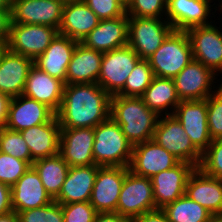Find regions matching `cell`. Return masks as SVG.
<instances>
[{
  "label": "cell",
  "mask_w": 222,
  "mask_h": 222,
  "mask_svg": "<svg viewBox=\"0 0 222 222\" xmlns=\"http://www.w3.org/2000/svg\"><path fill=\"white\" fill-rule=\"evenodd\" d=\"M206 102L210 137L212 140L222 139V93L217 90Z\"/></svg>",
  "instance_id": "39"
},
{
  "label": "cell",
  "mask_w": 222,
  "mask_h": 222,
  "mask_svg": "<svg viewBox=\"0 0 222 222\" xmlns=\"http://www.w3.org/2000/svg\"><path fill=\"white\" fill-rule=\"evenodd\" d=\"M12 97L0 92V129L6 127Z\"/></svg>",
  "instance_id": "45"
},
{
  "label": "cell",
  "mask_w": 222,
  "mask_h": 222,
  "mask_svg": "<svg viewBox=\"0 0 222 222\" xmlns=\"http://www.w3.org/2000/svg\"><path fill=\"white\" fill-rule=\"evenodd\" d=\"M34 64L29 57L16 54L6 47L0 49V92L17 97L23 94L26 79Z\"/></svg>",
  "instance_id": "18"
},
{
  "label": "cell",
  "mask_w": 222,
  "mask_h": 222,
  "mask_svg": "<svg viewBox=\"0 0 222 222\" xmlns=\"http://www.w3.org/2000/svg\"><path fill=\"white\" fill-rule=\"evenodd\" d=\"M185 194L215 218H222L221 179L208 176L200 168H195L187 180Z\"/></svg>",
  "instance_id": "19"
},
{
  "label": "cell",
  "mask_w": 222,
  "mask_h": 222,
  "mask_svg": "<svg viewBox=\"0 0 222 222\" xmlns=\"http://www.w3.org/2000/svg\"><path fill=\"white\" fill-rule=\"evenodd\" d=\"M159 119L153 140L180 162L191 163L198 168L202 153L193 145L182 124L173 115H162Z\"/></svg>",
  "instance_id": "6"
},
{
  "label": "cell",
  "mask_w": 222,
  "mask_h": 222,
  "mask_svg": "<svg viewBox=\"0 0 222 222\" xmlns=\"http://www.w3.org/2000/svg\"><path fill=\"white\" fill-rule=\"evenodd\" d=\"M55 115L46 105L22 94L11 100L6 128L20 132L47 123Z\"/></svg>",
  "instance_id": "25"
},
{
  "label": "cell",
  "mask_w": 222,
  "mask_h": 222,
  "mask_svg": "<svg viewBox=\"0 0 222 222\" xmlns=\"http://www.w3.org/2000/svg\"><path fill=\"white\" fill-rule=\"evenodd\" d=\"M222 31L213 24L194 26L186 30L193 59L215 74L222 73Z\"/></svg>",
  "instance_id": "10"
},
{
  "label": "cell",
  "mask_w": 222,
  "mask_h": 222,
  "mask_svg": "<svg viewBox=\"0 0 222 222\" xmlns=\"http://www.w3.org/2000/svg\"><path fill=\"white\" fill-rule=\"evenodd\" d=\"M31 166L38 173L46 192L54 200L61 191L70 166L60 154L36 160Z\"/></svg>",
  "instance_id": "31"
},
{
  "label": "cell",
  "mask_w": 222,
  "mask_h": 222,
  "mask_svg": "<svg viewBox=\"0 0 222 222\" xmlns=\"http://www.w3.org/2000/svg\"><path fill=\"white\" fill-rule=\"evenodd\" d=\"M169 222H211L215 217L186 194L162 208Z\"/></svg>",
  "instance_id": "32"
},
{
  "label": "cell",
  "mask_w": 222,
  "mask_h": 222,
  "mask_svg": "<svg viewBox=\"0 0 222 222\" xmlns=\"http://www.w3.org/2000/svg\"><path fill=\"white\" fill-rule=\"evenodd\" d=\"M164 18L129 17L128 45L140 59H149L174 30Z\"/></svg>",
  "instance_id": "5"
},
{
  "label": "cell",
  "mask_w": 222,
  "mask_h": 222,
  "mask_svg": "<svg viewBox=\"0 0 222 222\" xmlns=\"http://www.w3.org/2000/svg\"><path fill=\"white\" fill-rule=\"evenodd\" d=\"M11 11H0V48H5L9 38Z\"/></svg>",
  "instance_id": "42"
},
{
  "label": "cell",
  "mask_w": 222,
  "mask_h": 222,
  "mask_svg": "<svg viewBox=\"0 0 222 222\" xmlns=\"http://www.w3.org/2000/svg\"><path fill=\"white\" fill-rule=\"evenodd\" d=\"M58 29L47 25L10 24L6 48L35 60L58 35Z\"/></svg>",
  "instance_id": "8"
},
{
  "label": "cell",
  "mask_w": 222,
  "mask_h": 222,
  "mask_svg": "<svg viewBox=\"0 0 222 222\" xmlns=\"http://www.w3.org/2000/svg\"><path fill=\"white\" fill-rule=\"evenodd\" d=\"M94 128H69L60 131L59 154L70 167L95 164Z\"/></svg>",
  "instance_id": "17"
},
{
  "label": "cell",
  "mask_w": 222,
  "mask_h": 222,
  "mask_svg": "<svg viewBox=\"0 0 222 222\" xmlns=\"http://www.w3.org/2000/svg\"><path fill=\"white\" fill-rule=\"evenodd\" d=\"M211 0H168L166 16L174 30L186 31L194 26L212 24L207 17L211 13Z\"/></svg>",
  "instance_id": "23"
},
{
  "label": "cell",
  "mask_w": 222,
  "mask_h": 222,
  "mask_svg": "<svg viewBox=\"0 0 222 222\" xmlns=\"http://www.w3.org/2000/svg\"><path fill=\"white\" fill-rule=\"evenodd\" d=\"M103 53L78 42L67 68L66 84L97 83Z\"/></svg>",
  "instance_id": "29"
},
{
  "label": "cell",
  "mask_w": 222,
  "mask_h": 222,
  "mask_svg": "<svg viewBox=\"0 0 222 222\" xmlns=\"http://www.w3.org/2000/svg\"><path fill=\"white\" fill-rule=\"evenodd\" d=\"M64 87V81L51 77L33 64L23 95L46 105L56 114L61 106Z\"/></svg>",
  "instance_id": "24"
},
{
  "label": "cell",
  "mask_w": 222,
  "mask_h": 222,
  "mask_svg": "<svg viewBox=\"0 0 222 222\" xmlns=\"http://www.w3.org/2000/svg\"><path fill=\"white\" fill-rule=\"evenodd\" d=\"M128 21L125 13L115 19L100 20L98 25L81 42L101 53L128 45Z\"/></svg>",
  "instance_id": "20"
},
{
  "label": "cell",
  "mask_w": 222,
  "mask_h": 222,
  "mask_svg": "<svg viewBox=\"0 0 222 222\" xmlns=\"http://www.w3.org/2000/svg\"><path fill=\"white\" fill-rule=\"evenodd\" d=\"M64 222H94L97 211L87 202L61 204Z\"/></svg>",
  "instance_id": "40"
},
{
  "label": "cell",
  "mask_w": 222,
  "mask_h": 222,
  "mask_svg": "<svg viewBox=\"0 0 222 222\" xmlns=\"http://www.w3.org/2000/svg\"><path fill=\"white\" fill-rule=\"evenodd\" d=\"M166 3V0H132L126 9V14L129 17L164 18Z\"/></svg>",
  "instance_id": "38"
},
{
  "label": "cell",
  "mask_w": 222,
  "mask_h": 222,
  "mask_svg": "<svg viewBox=\"0 0 222 222\" xmlns=\"http://www.w3.org/2000/svg\"><path fill=\"white\" fill-rule=\"evenodd\" d=\"M99 167L96 164L69 167L61 191L54 201L60 204L90 201Z\"/></svg>",
  "instance_id": "28"
},
{
  "label": "cell",
  "mask_w": 222,
  "mask_h": 222,
  "mask_svg": "<svg viewBox=\"0 0 222 222\" xmlns=\"http://www.w3.org/2000/svg\"><path fill=\"white\" fill-rule=\"evenodd\" d=\"M129 167H99L90 204L98 213L116 212L121 188Z\"/></svg>",
  "instance_id": "14"
},
{
  "label": "cell",
  "mask_w": 222,
  "mask_h": 222,
  "mask_svg": "<svg viewBox=\"0 0 222 222\" xmlns=\"http://www.w3.org/2000/svg\"><path fill=\"white\" fill-rule=\"evenodd\" d=\"M29 167L26 161L0 151V182L12 187Z\"/></svg>",
  "instance_id": "36"
},
{
  "label": "cell",
  "mask_w": 222,
  "mask_h": 222,
  "mask_svg": "<svg viewBox=\"0 0 222 222\" xmlns=\"http://www.w3.org/2000/svg\"><path fill=\"white\" fill-rule=\"evenodd\" d=\"M131 222H169V221L163 210L157 208L134 218Z\"/></svg>",
  "instance_id": "44"
},
{
  "label": "cell",
  "mask_w": 222,
  "mask_h": 222,
  "mask_svg": "<svg viewBox=\"0 0 222 222\" xmlns=\"http://www.w3.org/2000/svg\"><path fill=\"white\" fill-rule=\"evenodd\" d=\"M211 222H222V218H214Z\"/></svg>",
  "instance_id": "50"
},
{
  "label": "cell",
  "mask_w": 222,
  "mask_h": 222,
  "mask_svg": "<svg viewBox=\"0 0 222 222\" xmlns=\"http://www.w3.org/2000/svg\"><path fill=\"white\" fill-rule=\"evenodd\" d=\"M0 222H19L18 214L12 210L6 214L0 215Z\"/></svg>",
  "instance_id": "47"
},
{
  "label": "cell",
  "mask_w": 222,
  "mask_h": 222,
  "mask_svg": "<svg viewBox=\"0 0 222 222\" xmlns=\"http://www.w3.org/2000/svg\"><path fill=\"white\" fill-rule=\"evenodd\" d=\"M195 168L191 163L179 162L150 178L156 209H162L168 203L185 195L187 180Z\"/></svg>",
  "instance_id": "15"
},
{
  "label": "cell",
  "mask_w": 222,
  "mask_h": 222,
  "mask_svg": "<svg viewBox=\"0 0 222 222\" xmlns=\"http://www.w3.org/2000/svg\"><path fill=\"white\" fill-rule=\"evenodd\" d=\"M117 1L123 6L125 10L129 7V5L132 2V0H117Z\"/></svg>",
  "instance_id": "49"
},
{
  "label": "cell",
  "mask_w": 222,
  "mask_h": 222,
  "mask_svg": "<svg viewBox=\"0 0 222 222\" xmlns=\"http://www.w3.org/2000/svg\"><path fill=\"white\" fill-rule=\"evenodd\" d=\"M11 198L16 213L44 207L54 201L46 192L38 173L32 166L11 187Z\"/></svg>",
  "instance_id": "21"
},
{
  "label": "cell",
  "mask_w": 222,
  "mask_h": 222,
  "mask_svg": "<svg viewBox=\"0 0 222 222\" xmlns=\"http://www.w3.org/2000/svg\"><path fill=\"white\" fill-rule=\"evenodd\" d=\"M111 95L98 83L65 84L56 113L61 129L95 128L110 118Z\"/></svg>",
  "instance_id": "1"
},
{
  "label": "cell",
  "mask_w": 222,
  "mask_h": 222,
  "mask_svg": "<svg viewBox=\"0 0 222 222\" xmlns=\"http://www.w3.org/2000/svg\"><path fill=\"white\" fill-rule=\"evenodd\" d=\"M60 131L56 115L47 123L20 131L34 161L59 154Z\"/></svg>",
  "instance_id": "26"
},
{
  "label": "cell",
  "mask_w": 222,
  "mask_h": 222,
  "mask_svg": "<svg viewBox=\"0 0 222 222\" xmlns=\"http://www.w3.org/2000/svg\"><path fill=\"white\" fill-rule=\"evenodd\" d=\"M217 88H218L217 90L222 93V82H221V84L219 85V87H217Z\"/></svg>",
  "instance_id": "51"
},
{
  "label": "cell",
  "mask_w": 222,
  "mask_h": 222,
  "mask_svg": "<svg viewBox=\"0 0 222 222\" xmlns=\"http://www.w3.org/2000/svg\"><path fill=\"white\" fill-rule=\"evenodd\" d=\"M200 168L206 175L222 180V139L212 140L202 153Z\"/></svg>",
  "instance_id": "37"
},
{
  "label": "cell",
  "mask_w": 222,
  "mask_h": 222,
  "mask_svg": "<svg viewBox=\"0 0 222 222\" xmlns=\"http://www.w3.org/2000/svg\"><path fill=\"white\" fill-rule=\"evenodd\" d=\"M12 0H0V11H11Z\"/></svg>",
  "instance_id": "48"
},
{
  "label": "cell",
  "mask_w": 222,
  "mask_h": 222,
  "mask_svg": "<svg viewBox=\"0 0 222 222\" xmlns=\"http://www.w3.org/2000/svg\"><path fill=\"white\" fill-rule=\"evenodd\" d=\"M147 60L154 76L173 79L193 60L186 31L173 30Z\"/></svg>",
  "instance_id": "4"
},
{
  "label": "cell",
  "mask_w": 222,
  "mask_h": 222,
  "mask_svg": "<svg viewBox=\"0 0 222 222\" xmlns=\"http://www.w3.org/2000/svg\"><path fill=\"white\" fill-rule=\"evenodd\" d=\"M172 115L182 124L193 145L203 153L212 142L206 99L180 101Z\"/></svg>",
  "instance_id": "12"
},
{
  "label": "cell",
  "mask_w": 222,
  "mask_h": 222,
  "mask_svg": "<svg viewBox=\"0 0 222 222\" xmlns=\"http://www.w3.org/2000/svg\"><path fill=\"white\" fill-rule=\"evenodd\" d=\"M19 222H64L62 206L56 201L50 204L18 212Z\"/></svg>",
  "instance_id": "35"
},
{
  "label": "cell",
  "mask_w": 222,
  "mask_h": 222,
  "mask_svg": "<svg viewBox=\"0 0 222 222\" xmlns=\"http://www.w3.org/2000/svg\"><path fill=\"white\" fill-rule=\"evenodd\" d=\"M12 210L11 187L0 182V215L6 214Z\"/></svg>",
  "instance_id": "43"
},
{
  "label": "cell",
  "mask_w": 222,
  "mask_h": 222,
  "mask_svg": "<svg viewBox=\"0 0 222 222\" xmlns=\"http://www.w3.org/2000/svg\"><path fill=\"white\" fill-rule=\"evenodd\" d=\"M100 19L83 0H65L59 34L78 42L98 25Z\"/></svg>",
  "instance_id": "22"
},
{
  "label": "cell",
  "mask_w": 222,
  "mask_h": 222,
  "mask_svg": "<svg viewBox=\"0 0 222 222\" xmlns=\"http://www.w3.org/2000/svg\"><path fill=\"white\" fill-rule=\"evenodd\" d=\"M141 98L145 105L159 116L163 114H165V116L172 115L175 108L180 103L174 80L157 76L153 77L151 84L141 95ZM168 108H170V112ZM164 111L165 113H163Z\"/></svg>",
  "instance_id": "30"
},
{
  "label": "cell",
  "mask_w": 222,
  "mask_h": 222,
  "mask_svg": "<svg viewBox=\"0 0 222 222\" xmlns=\"http://www.w3.org/2000/svg\"><path fill=\"white\" fill-rule=\"evenodd\" d=\"M0 151L32 165V157L23 136L19 131L0 129Z\"/></svg>",
  "instance_id": "34"
},
{
  "label": "cell",
  "mask_w": 222,
  "mask_h": 222,
  "mask_svg": "<svg viewBox=\"0 0 222 222\" xmlns=\"http://www.w3.org/2000/svg\"><path fill=\"white\" fill-rule=\"evenodd\" d=\"M218 74L193 59L173 80L180 101L207 99L217 90L212 85ZM213 82V83H212ZM212 84V85H211Z\"/></svg>",
  "instance_id": "13"
},
{
  "label": "cell",
  "mask_w": 222,
  "mask_h": 222,
  "mask_svg": "<svg viewBox=\"0 0 222 222\" xmlns=\"http://www.w3.org/2000/svg\"><path fill=\"white\" fill-rule=\"evenodd\" d=\"M140 57L129 46L103 53L98 84L111 96L117 95Z\"/></svg>",
  "instance_id": "9"
},
{
  "label": "cell",
  "mask_w": 222,
  "mask_h": 222,
  "mask_svg": "<svg viewBox=\"0 0 222 222\" xmlns=\"http://www.w3.org/2000/svg\"><path fill=\"white\" fill-rule=\"evenodd\" d=\"M159 115L150 110L141 97L113 95L110 118L134 146L153 139Z\"/></svg>",
  "instance_id": "2"
},
{
  "label": "cell",
  "mask_w": 222,
  "mask_h": 222,
  "mask_svg": "<svg viewBox=\"0 0 222 222\" xmlns=\"http://www.w3.org/2000/svg\"><path fill=\"white\" fill-rule=\"evenodd\" d=\"M156 209L151 179L128 170L121 188L116 213L131 221Z\"/></svg>",
  "instance_id": "7"
},
{
  "label": "cell",
  "mask_w": 222,
  "mask_h": 222,
  "mask_svg": "<svg viewBox=\"0 0 222 222\" xmlns=\"http://www.w3.org/2000/svg\"><path fill=\"white\" fill-rule=\"evenodd\" d=\"M77 43L78 41L58 33L44 53L34 60V65L66 84L67 68Z\"/></svg>",
  "instance_id": "27"
},
{
  "label": "cell",
  "mask_w": 222,
  "mask_h": 222,
  "mask_svg": "<svg viewBox=\"0 0 222 222\" xmlns=\"http://www.w3.org/2000/svg\"><path fill=\"white\" fill-rule=\"evenodd\" d=\"M93 157L97 166L129 167L133 145L121 127L109 118L94 128Z\"/></svg>",
  "instance_id": "3"
},
{
  "label": "cell",
  "mask_w": 222,
  "mask_h": 222,
  "mask_svg": "<svg viewBox=\"0 0 222 222\" xmlns=\"http://www.w3.org/2000/svg\"><path fill=\"white\" fill-rule=\"evenodd\" d=\"M65 0H12L11 23L47 25L59 29Z\"/></svg>",
  "instance_id": "11"
},
{
  "label": "cell",
  "mask_w": 222,
  "mask_h": 222,
  "mask_svg": "<svg viewBox=\"0 0 222 222\" xmlns=\"http://www.w3.org/2000/svg\"><path fill=\"white\" fill-rule=\"evenodd\" d=\"M153 77L148 60L140 59L126 79L124 88L117 95L141 97L151 84Z\"/></svg>",
  "instance_id": "33"
},
{
  "label": "cell",
  "mask_w": 222,
  "mask_h": 222,
  "mask_svg": "<svg viewBox=\"0 0 222 222\" xmlns=\"http://www.w3.org/2000/svg\"><path fill=\"white\" fill-rule=\"evenodd\" d=\"M180 161L153 139L133 146L129 170L134 174L151 178L168 170Z\"/></svg>",
  "instance_id": "16"
},
{
  "label": "cell",
  "mask_w": 222,
  "mask_h": 222,
  "mask_svg": "<svg viewBox=\"0 0 222 222\" xmlns=\"http://www.w3.org/2000/svg\"><path fill=\"white\" fill-rule=\"evenodd\" d=\"M100 20L123 16L126 10L117 0H83Z\"/></svg>",
  "instance_id": "41"
},
{
  "label": "cell",
  "mask_w": 222,
  "mask_h": 222,
  "mask_svg": "<svg viewBox=\"0 0 222 222\" xmlns=\"http://www.w3.org/2000/svg\"><path fill=\"white\" fill-rule=\"evenodd\" d=\"M94 222H131V220L116 212H105L97 213Z\"/></svg>",
  "instance_id": "46"
}]
</instances>
